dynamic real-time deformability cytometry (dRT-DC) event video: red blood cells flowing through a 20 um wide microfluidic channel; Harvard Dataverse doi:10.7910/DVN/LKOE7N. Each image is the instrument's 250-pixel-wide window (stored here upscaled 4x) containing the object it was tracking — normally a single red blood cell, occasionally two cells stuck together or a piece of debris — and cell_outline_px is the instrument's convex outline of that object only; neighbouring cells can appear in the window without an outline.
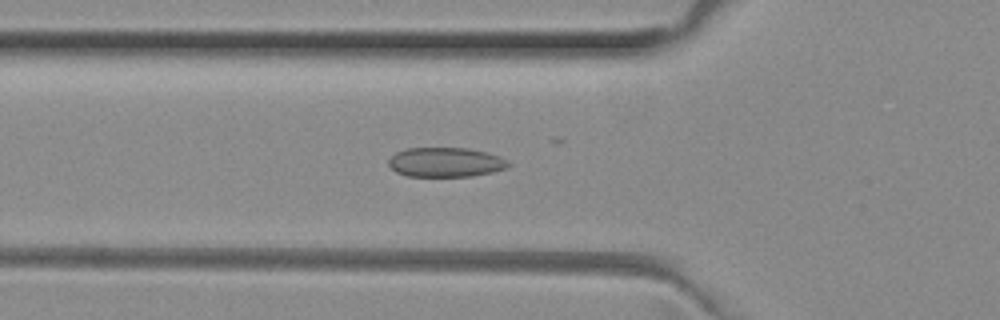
{"species": "common noctule bat (a hibernating species)", "species_latin": "Nyctalus noctula", "temperature_condition": "room temperature", "stored_images_in_passage": 52, "camera_frame_rate_fps": 3000, "um_per_image_px": 0.085, "animal": {"sex": "female", "body_mass_g": 29.2, "forearm_length_mm": 56.3}, "frame": {"image": 1, "passage_image": 18, "time_ms": 5.667, "image_size_px": [1000, 320], "cell_outline_px": [[512, 164], [504, 168], [492, 172], [472, 176], [408, 176], [396, 172], [388, 164], [388, 160], [396, 152], [408, 148], [468, 148], [488, 152], [500, 156], [508, 160]], "centroid_in_image_um": [37.9, 13.78], "position_along_channel_um": 87.9, "area_um2": 20.63}}
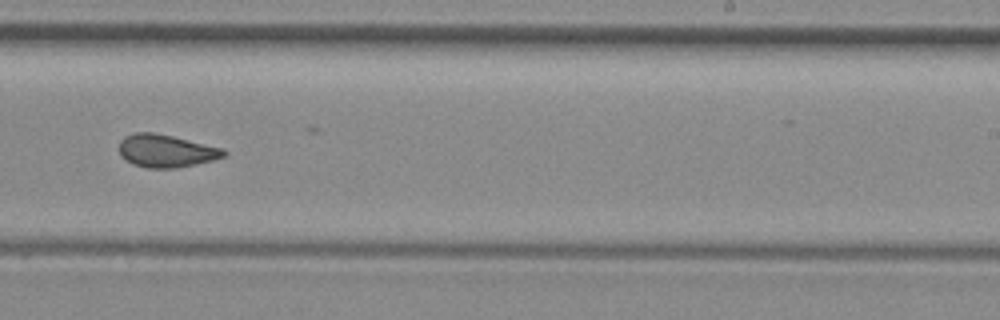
{"frame": {"image": 2, "passage_image": 32, "time_ms": 10.333, "image_size_px": [1000, 320], "cell_outline_px": [[228, 156], [212, 160], [176, 168], [148, 168], [132, 164], [120, 156], [120, 140], [124, 136], [136, 132], [156, 132], [224, 148], [228, 152]], "centroid_in_image_um": [14.13, 12.82], "position_along_channel_um": 274.9, "area_um2": 20.17}}
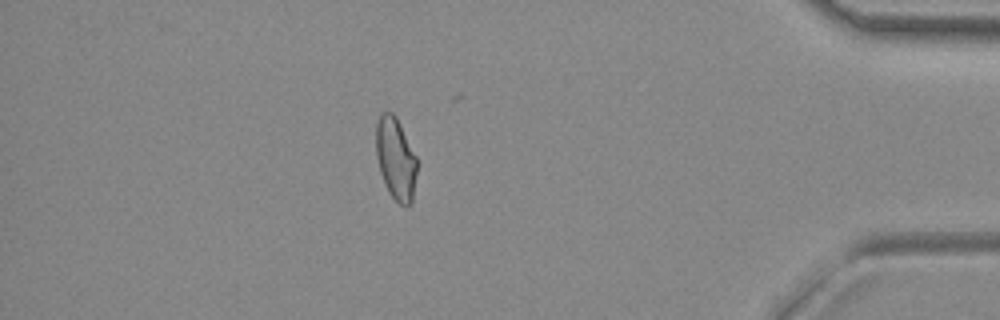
{"frame": {"image": 3, "passage_image": 45, "time_ms": 14.667, "image_size_px": [1000, 320], "cell_outline_px": [[416, 172], [412, 204], [408, 208], [400, 204], [388, 192], [380, 172], [376, 156], [376, 124], [380, 116], [384, 112], [392, 112], [396, 116], [416, 156]], "centroid_in_image_um": [33.63, 13.52], "position_along_channel_um": 401.6, "area_um2": 19.54}, "authors_computed_cell_mechanics": {"area_um2": 20.23, "velocity_mm_per_s": 4.0077, "shape_relaxation_time_tau1_ms": null, "shape_relaxation_time_tau2_ms": 1.826, "deformation_change_tau1": null, "deformation_change_tau2": 0.0769}}